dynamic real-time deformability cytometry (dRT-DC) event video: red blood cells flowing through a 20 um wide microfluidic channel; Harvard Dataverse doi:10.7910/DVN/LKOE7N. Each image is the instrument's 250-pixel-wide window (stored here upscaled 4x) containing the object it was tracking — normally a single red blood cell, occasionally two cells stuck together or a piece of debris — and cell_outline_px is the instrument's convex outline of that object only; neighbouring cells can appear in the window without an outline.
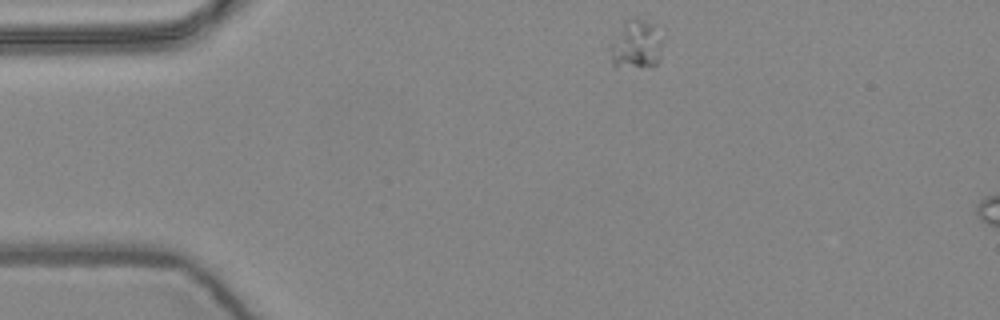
{"species": "common noctule bat (a hibernating species)", "species_latin": "Nyctalus noctula", "temperature_condition": "warm", "stored_images_in_passage": 3, "camera_frame_rate_fps": 3000, "um_per_image_px": 0.085, "animal": {"sex": "female", "body_mass_g": 24.6, "forearm_length_mm": 56.2}, "frame": {"image": 1, "passage_image": 1, "time_ms": 0.0, "image_size_px": [1000, 320], "cell_outline_px": [[660, 60], [652, 68], [612, 64], [612, 44], [624, 20], [632, 16], [636, 16], [656, 24], [660, 56]], "centroid_in_image_um": [54.1, 3.74], "position_along_channel_um": 30.9, "area_um2": 14.45}}